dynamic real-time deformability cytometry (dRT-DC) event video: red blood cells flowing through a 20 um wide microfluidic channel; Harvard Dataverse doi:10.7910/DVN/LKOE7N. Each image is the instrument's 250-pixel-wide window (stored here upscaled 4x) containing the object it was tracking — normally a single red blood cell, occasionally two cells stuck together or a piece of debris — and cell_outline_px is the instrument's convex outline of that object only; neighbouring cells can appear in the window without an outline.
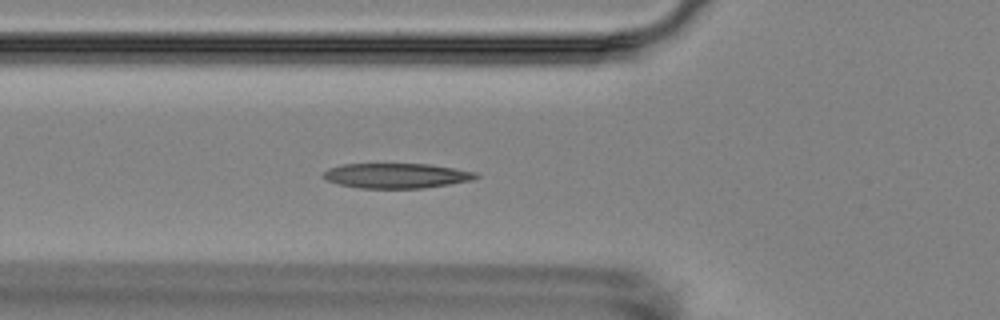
{"species": "Egyptian fruit bat (a non-hibernating species)", "species_latin": "Rousettus aegyptiacus", "temperature_condition": "room temperature", "stored_images_in_passage": 5, "camera_frame_rate_fps": 3000, "um_per_image_px": 0.085, "animal": {"sex": "female"}, "frame": {"image": 1, "passage_image": 5, "time_ms": 5.333, "image_size_px": [1000, 320], "cell_outline_px": [[480, 176], [472, 180], [424, 188], [360, 188], [340, 184], [328, 180], [320, 176], [328, 168], [344, 164], [428, 164], [476, 172]], "centroid_in_image_um": [33.68, 14.93], "position_along_channel_um": 92.1, "area_um2": 22.02}}